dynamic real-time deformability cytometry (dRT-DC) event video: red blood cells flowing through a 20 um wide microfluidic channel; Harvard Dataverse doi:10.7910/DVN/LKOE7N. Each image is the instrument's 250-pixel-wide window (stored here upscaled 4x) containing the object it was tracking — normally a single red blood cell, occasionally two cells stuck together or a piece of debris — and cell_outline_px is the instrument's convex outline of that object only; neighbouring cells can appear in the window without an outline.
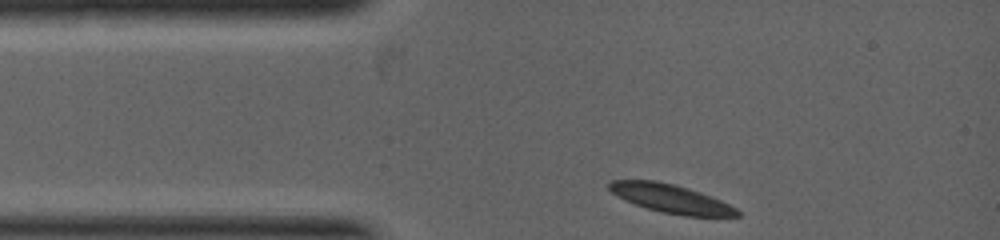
{"species": "common noctule bat (a hibernating species)", "species_latin": "Nyctalus noctula", "temperature_condition": "warm", "stored_images_in_passage": 2, "camera_frame_rate_fps": 5000, "um_per_image_px": 0.085, "animal": {"sex": "female", "body_mass_g": 19.0, "forearm_length_mm": 53.3}, "frame": {"image": 1, "passage_image": 1, "time_ms": 0.0, "image_size_px": [1000, 240], "cell_outline_px": [[740, 216], [684, 216], [660, 212], [624, 200], [616, 196], [608, 188], [608, 184], [612, 180], [656, 180], [688, 188], [712, 196], [736, 208], [740, 212]], "centroid_in_image_um": [57.01, 16.88], "position_along_channel_um": 28.0, "area_um2": 21.21}}
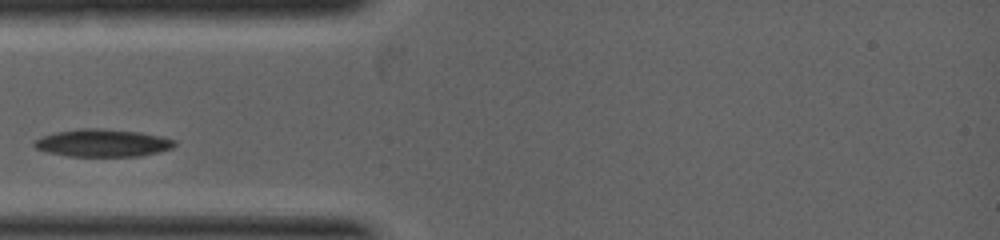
{"frame": {"image": 2, "passage_image": 2, "time_ms": 1.0, "image_size_px": [1000, 240], "cell_outline_px": [[176, 144], [172, 148], [160, 152], [140, 156], [68, 156], [48, 152], [36, 148], [32, 144], [36, 140], [44, 136], [56, 132], [80, 128], [100, 128], [140, 132], [160, 136], [176, 140]], "centroid_in_image_um": [8.76, 12.15], "position_along_channel_um": 76.2, "area_um2": 22.48}}